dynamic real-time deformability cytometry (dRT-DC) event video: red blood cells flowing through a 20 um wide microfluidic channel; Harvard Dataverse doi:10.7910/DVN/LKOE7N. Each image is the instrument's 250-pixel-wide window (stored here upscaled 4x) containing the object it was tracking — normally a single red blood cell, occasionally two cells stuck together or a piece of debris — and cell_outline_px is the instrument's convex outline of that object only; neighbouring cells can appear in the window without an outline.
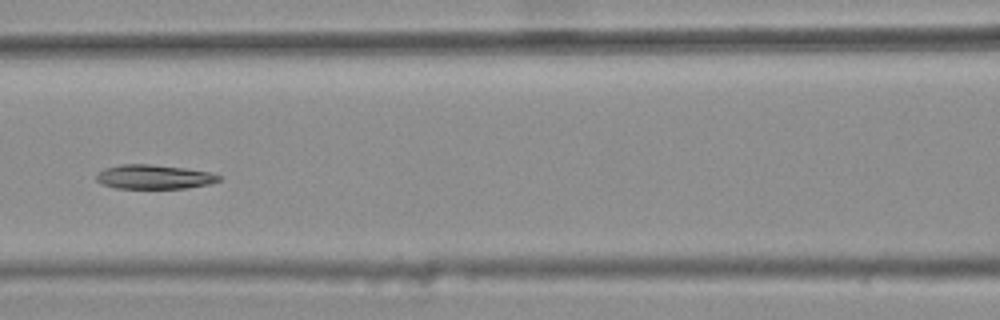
{"species": "common noctule bat (a hibernating species)", "species_latin": "Nyctalus noctula", "temperature_condition": "warm", "stored_images_in_passage": 9, "camera_frame_rate_fps": 3000, "um_per_image_px": 0.085, "animal": {"sex": "female", "body_mass_g": 25.1}, "frame": {"image": 1, "passage_image": 6, "time_ms": 1.667, "image_size_px": [1000, 320], "cell_outline_px": [[220, 180], [208, 184], [184, 188], [116, 188], [100, 184], [96, 180], [96, 176], [104, 168], [120, 164], [152, 164], [184, 168], [212, 172], [220, 176]], "centroid_in_image_um": [13.06, 15.03], "position_along_channel_um": 153.5, "area_um2": 17.28}}
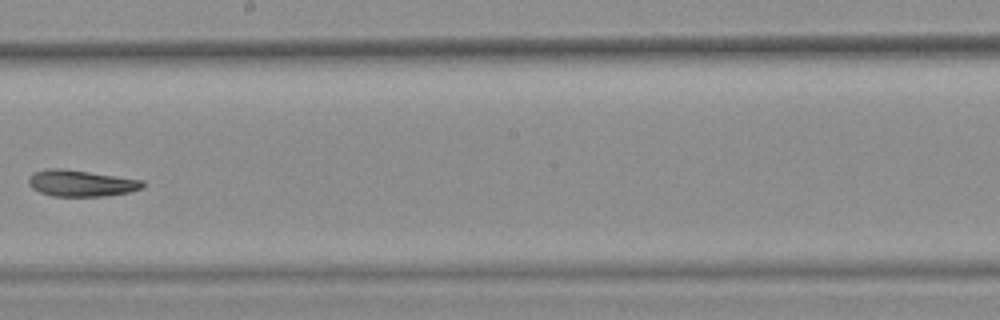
{"frame": {"image": 2, "passage_image": 8, "time_ms": 2.333, "image_size_px": [1000, 320], "cell_outline_px": [[144, 184], [140, 188], [128, 192], [104, 196], [52, 196], [40, 192], [32, 188], [28, 184], [28, 176], [32, 172], [44, 168], [60, 168], [144, 180]], "centroid_in_image_um": [6.81, 15.56], "position_along_channel_um": 241.4, "area_um2": 17.51}}
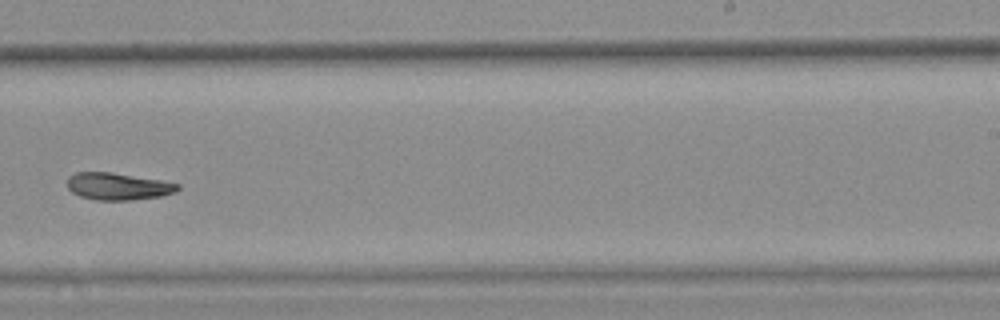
{"frame": {"image": 3, "passage_image": 9, "time_ms": 2.667, "image_size_px": [1000, 320], "cell_outline_px": [[180, 188], [176, 192], [160, 196], [128, 200], [96, 200], [80, 196], [72, 192], [68, 188], [68, 176], [76, 172], [112, 172], [160, 180], [180, 184]], "centroid_in_image_um": [10.02, 15.83], "position_along_channel_um": 279.0, "area_um2": 17.4}}